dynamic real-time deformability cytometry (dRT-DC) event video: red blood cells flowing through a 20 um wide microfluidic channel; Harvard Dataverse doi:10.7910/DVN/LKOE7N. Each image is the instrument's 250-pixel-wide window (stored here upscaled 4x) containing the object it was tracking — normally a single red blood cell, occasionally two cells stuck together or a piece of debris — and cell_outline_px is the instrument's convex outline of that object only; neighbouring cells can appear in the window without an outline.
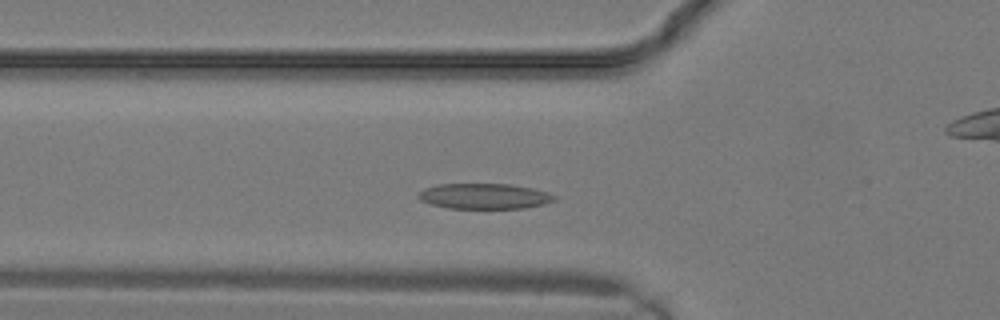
{"species": "common noctule bat (a hibernating species)", "species_latin": "Nyctalus noctula", "temperature_condition": "warm", "stored_images_in_passage": 8, "camera_frame_rate_fps": 3000, "um_per_image_px": 0.085, "animal": {"sex": "male", "body_mass_g": 19.2, "forearm_length_mm": 51.8}, "frame": {"image": 1, "passage_image": 6, "time_ms": 1.667, "image_size_px": [1000, 320], "cell_outline_px": [[556, 200], [544, 204], [524, 208], [448, 208], [432, 204], [420, 200], [416, 196], [424, 188], [436, 184], [508, 184], [532, 188], [548, 192], [556, 196]], "centroid_in_image_um": [41.16, 16.67], "position_along_channel_um": 84.6, "area_um2": 20.17}}
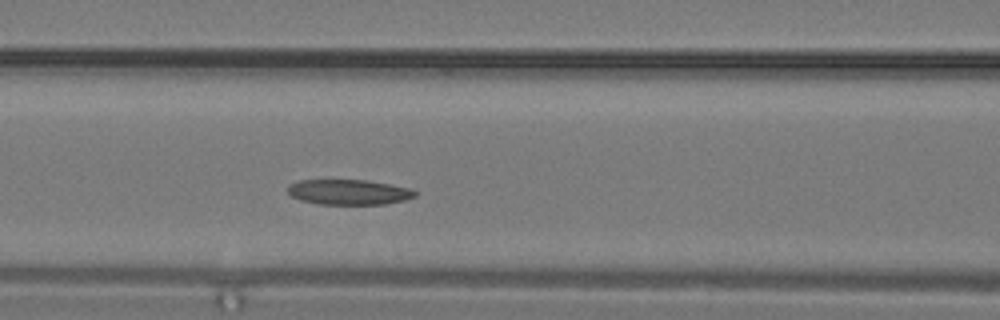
{"frame": {"image": 2, "passage_image": 8, "time_ms": 2.333, "image_size_px": [1000, 320], "cell_outline_px": [[416, 196], [404, 200], [384, 204], [316, 204], [300, 200], [292, 196], [288, 192], [288, 184], [296, 180], [364, 180], [388, 184], [408, 188], [416, 192]], "centroid_in_image_um": [29.58, 16.33], "position_along_channel_um": 137.0, "area_um2": 18.61}}